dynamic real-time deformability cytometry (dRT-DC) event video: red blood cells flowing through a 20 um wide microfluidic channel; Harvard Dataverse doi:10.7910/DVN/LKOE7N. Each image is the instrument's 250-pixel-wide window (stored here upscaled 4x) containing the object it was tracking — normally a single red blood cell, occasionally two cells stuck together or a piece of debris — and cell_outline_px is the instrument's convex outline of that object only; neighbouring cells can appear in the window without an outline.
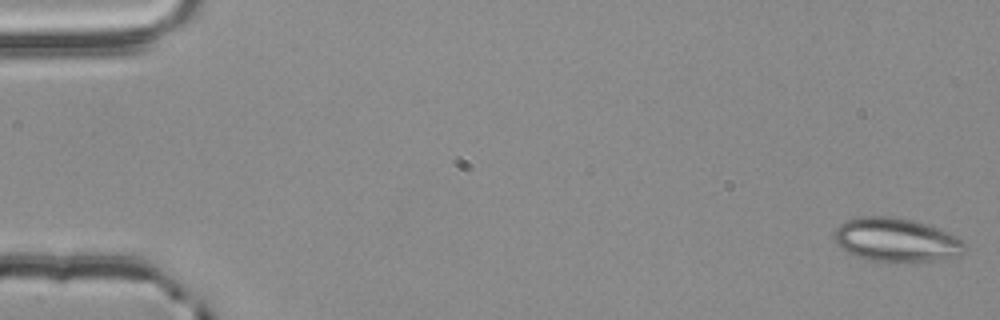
{"species": "common noctule bat (a hibernating species)", "species_latin": "Nyctalus noctula", "temperature_condition": "room temperature", "stored_images_in_passage": 55, "camera_frame_rate_fps": 3000, "um_per_image_px": 0.085, "animal": {"sex": "male", "body_mass_g": 20.4}, "frame": {"image": 1, "passage_image": 1, "time_ms": 0.0, "image_size_px": [1000, 320], "cell_outline_px": [[968, 248], [960, 256], [936, 260], [896, 264], [868, 260], [856, 256], [840, 248], [836, 244], [836, 228], [844, 220], [860, 216], [888, 216], [912, 220], [936, 228], [956, 236], [964, 240]], "centroid_in_image_um": [76.2, 20.43], "position_along_channel_um": 8.8, "area_um2": 33.81}}
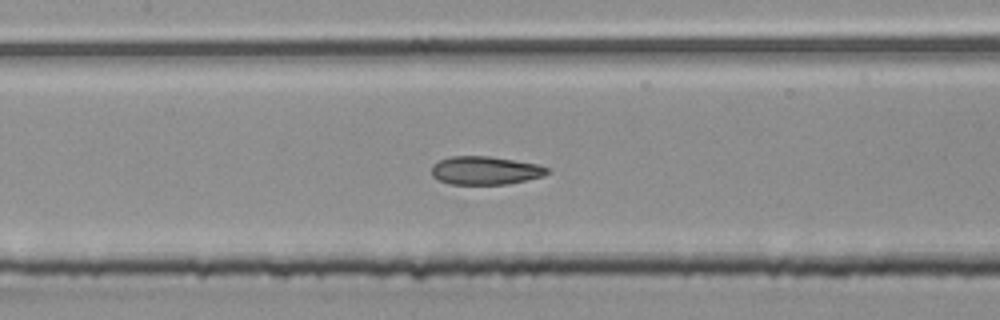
{"frame": {"image": 2, "passage_image": 26, "time_ms": 8.333, "image_size_px": [1000, 320], "cell_outline_px": [[552, 172], [544, 176], [508, 184], [452, 184], [440, 180], [432, 176], [432, 164], [440, 160], [452, 156], [488, 156], [536, 164], [548, 168]], "centroid_in_image_um": [41.26, 14.49], "position_along_channel_um": 166.1, "area_um2": 18.96}}
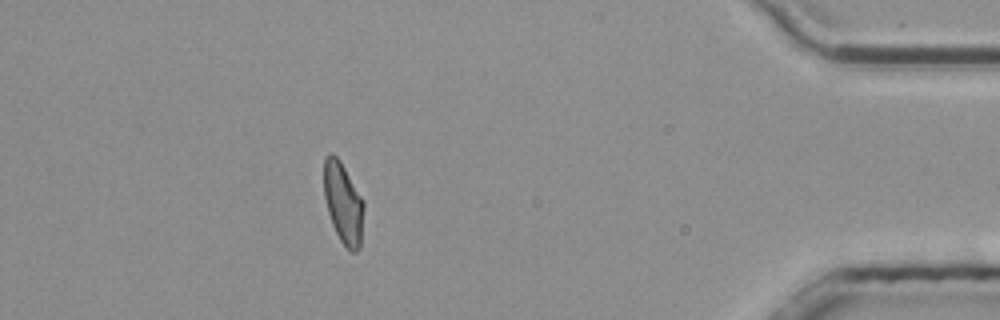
{"frame": {"image": 3, "passage_image": 49, "time_ms": 16.0, "image_size_px": [1000, 320], "cell_outline_px": [[364, 208], [360, 248], [356, 252], [348, 252], [340, 240], [332, 224], [328, 212], [324, 196], [324, 156], [328, 152], [332, 152], [340, 160], [364, 200]], "centroid_in_image_um": [29.18, 17.26], "position_along_channel_um": 406.0, "area_um2": 19.13}, "authors_computed_cell_mechanics": {"area_um2": 19.2474, "velocity_mm_per_s": 3.8076, "shape_relaxation_time_tau1_ms": null, "shape_relaxation_time_tau2_ms": 2.0137, "deformation_change_tau1": null, "deformation_change_tau2": 0.0907}}